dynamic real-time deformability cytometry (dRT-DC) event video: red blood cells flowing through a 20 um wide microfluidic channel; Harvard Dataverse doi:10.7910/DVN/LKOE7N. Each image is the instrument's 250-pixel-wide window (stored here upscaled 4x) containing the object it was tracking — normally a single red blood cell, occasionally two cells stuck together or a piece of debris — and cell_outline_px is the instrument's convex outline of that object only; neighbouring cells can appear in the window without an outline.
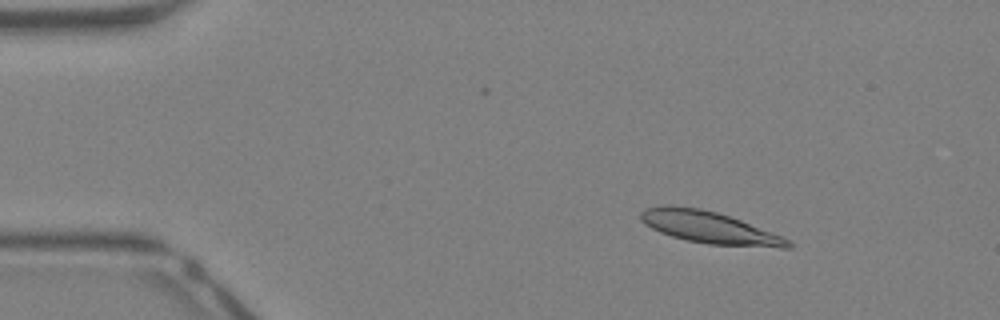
{"species": "Egyptian fruit bat (a non-hibernating species)", "species_latin": "Rousettus aegyptiacus", "temperature_condition": "warm", "stored_images_in_passage": 44, "camera_frame_rate_fps": 3000, "um_per_image_px": 0.085, "animal": {"sex": "female"}, "frame": {"image": 1, "passage_image": 7, "time_ms": 2.0, "image_size_px": [1000, 320], "cell_outline_px": [[792, 248], [780, 248], [708, 244], [688, 240], [672, 236], [660, 232], [644, 224], [640, 220], [640, 212], [644, 208], [668, 204], [700, 208], [716, 212], [740, 220], [780, 236], [788, 240], [792, 244]], "centroid_in_image_um": [60.23, 19.32], "position_along_channel_um": 24.8, "area_um2": 27.22}}
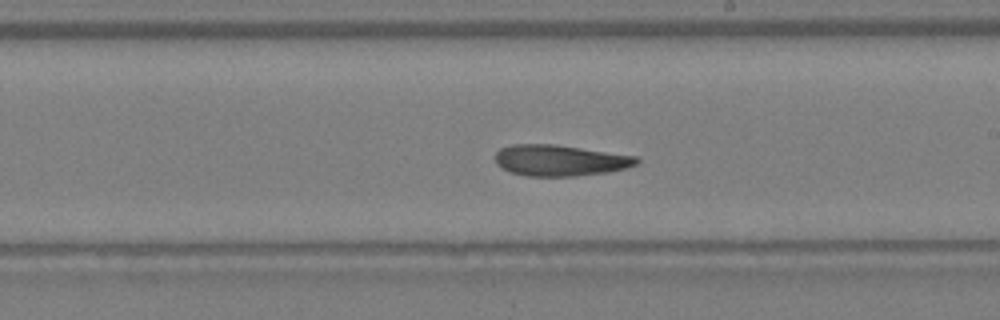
{"frame": {"image": 2, "passage_image": 26, "time_ms": 8.333, "image_size_px": [1000, 320], "cell_outline_px": [[640, 160], [636, 164], [628, 168], [608, 172], [576, 176], [528, 176], [512, 172], [496, 164], [496, 152], [500, 148], [512, 144], [556, 144], [636, 156]], "centroid_in_image_um": [47.62, 13.63], "position_along_channel_um": 241.4, "area_um2": 25.61}}
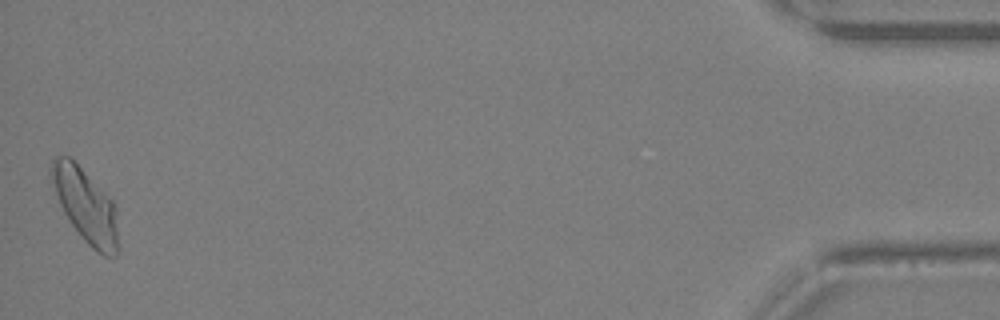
{"frame": {"image": 3, "passage_image": 44, "time_ms": 14.333, "image_size_px": [1000, 320], "cell_outline_px": [[120, 248], [116, 256], [104, 256], [96, 252], [84, 240], [72, 224], [64, 212], [60, 204], [52, 180], [52, 160], [56, 156], [68, 156], [112, 200], [116, 208]], "centroid_in_image_um": [7.35, 17.56], "position_along_channel_um": 427.9, "area_um2": 28.15}}